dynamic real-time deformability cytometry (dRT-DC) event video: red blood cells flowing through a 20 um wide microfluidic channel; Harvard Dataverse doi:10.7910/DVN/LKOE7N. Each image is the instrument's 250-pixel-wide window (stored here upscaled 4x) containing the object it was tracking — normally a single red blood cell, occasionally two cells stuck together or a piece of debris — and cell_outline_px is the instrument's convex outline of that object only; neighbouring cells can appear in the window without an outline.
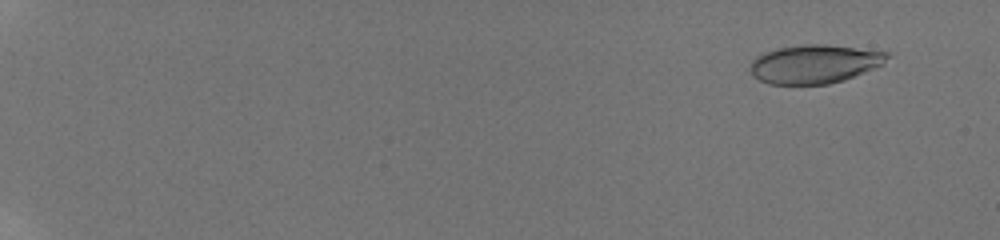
{"species": "human", "species_latin": "Homo sapiens", "temperature_condition": "room temperature", "stored_images_in_passage": 20, "camera_frame_rate_fps": 3000, "um_per_image_px": 0.085, "donor": {"sex": "male"}, "frame": {"image": 1, "passage_image": 2, "time_ms": 0.667, "image_size_px": [1000, 240], "cell_outline_px": [[892, 52], [884, 64], [844, 80], [828, 84], [768, 84], [752, 76], [748, 68], [752, 60], [756, 56], [764, 52], [776, 48], [804, 44], [824, 44]], "centroid_in_image_um": [69.22, 5.43], "position_along_channel_um": 15.8, "area_um2": 31.15}}
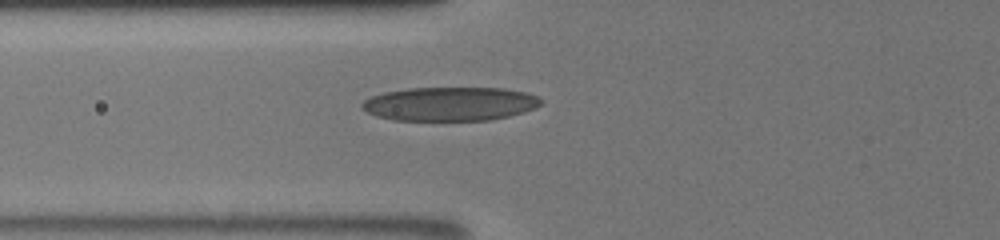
{"frame": {"image": 2, "passage_image": 13, "time_ms": 7.667, "image_size_px": [1000, 240], "cell_outline_px": [[544, 100], [536, 108], [524, 112], [492, 120], [392, 120], [376, 116], [360, 108], [360, 104], [364, 100], [372, 96], [384, 92], [408, 88], [504, 88], [524, 92], [536, 96]], "centroid_in_image_um": [38.23, 8.83], "position_along_channel_um": 87.6, "area_um2": 35.43}}
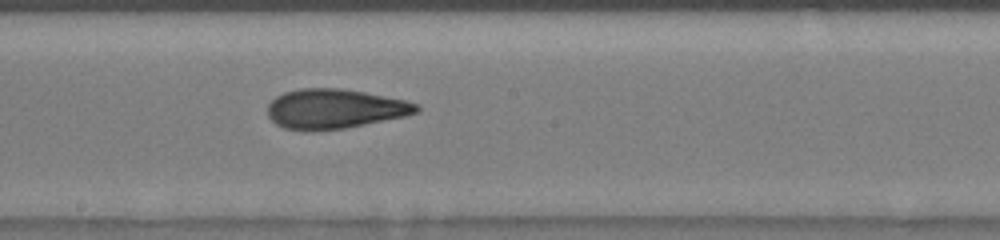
{"frame": {"image": 3, "passage_image": 20, "time_ms": 11.0, "image_size_px": [1000, 240], "cell_outline_px": [[420, 112], [404, 116], [344, 128], [284, 128], [276, 124], [268, 116], [268, 104], [276, 96], [284, 92], [300, 88], [340, 88], [364, 92], [404, 100], [420, 104]], "centroid_in_image_um": [28.47, 9.21], "position_along_channel_um": 219.7, "area_um2": 33.58}}